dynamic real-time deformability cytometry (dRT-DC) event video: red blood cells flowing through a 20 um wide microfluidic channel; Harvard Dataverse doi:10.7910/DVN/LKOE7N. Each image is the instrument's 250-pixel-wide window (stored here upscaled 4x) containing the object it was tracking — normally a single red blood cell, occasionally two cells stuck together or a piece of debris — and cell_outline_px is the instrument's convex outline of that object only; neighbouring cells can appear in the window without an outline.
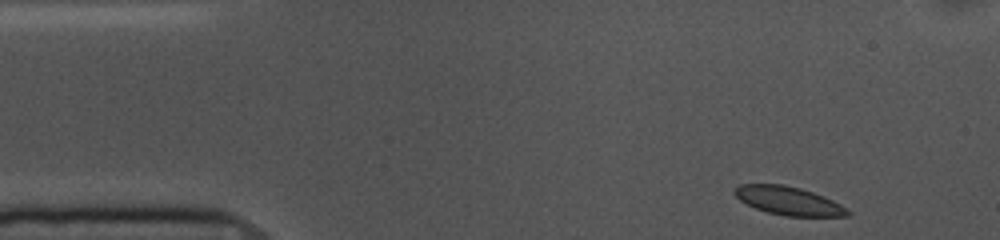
{"species": "common noctule bat (a hibernating species)", "species_latin": "Nyctalus noctula", "temperature_condition": "cold", "stored_images_in_passage": 50, "camera_frame_rate_fps": 3000, "um_per_image_px": 0.085, "animal": {"sex": "female", "body_mass_g": 10.0, "forearm_length_mm": 53.1}, "frame": {"image": 1, "passage_image": 1, "time_ms": 0.0, "image_size_px": [1000, 240], "cell_outline_px": [[852, 212], [848, 216], [784, 216], [768, 212], [756, 208], [740, 200], [732, 192], [740, 184], [784, 184], [800, 188], [824, 196], [840, 204]], "centroid_in_image_um": [67.04, 17.06], "position_along_channel_um": 18.0, "area_um2": 18.61}}
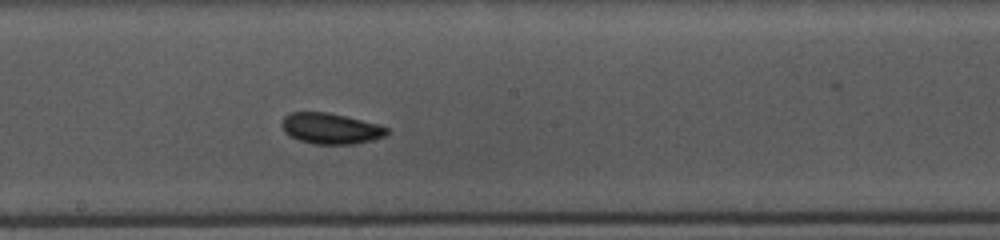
{"frame": {"image": 2, "passage_image": 24, "time_ms": 7.667, "image_size_px": [1000, 240], "cell_outline_px": [[388, 132], [384, 136], [372, 140], [356, 144], [312, 144], [300, 140], [284, 132], [284, 116], [288, 112], [328, 112], [376, 124], [388, 128]], "centroid_in_image_um": [28.1, 10.93], "position_along_channel_um": 220.1, "area_um2": 18.55}}
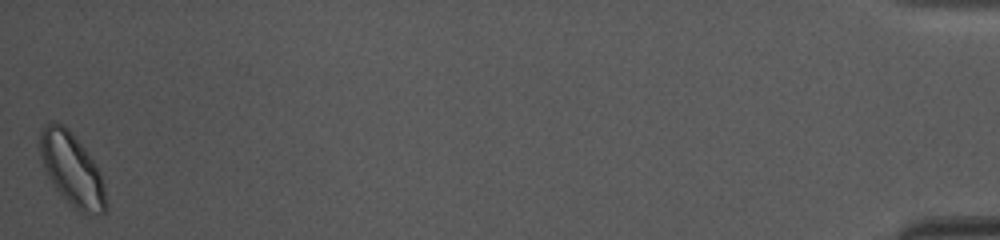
{"frame": {"image": 3, "passage_image": 50, "time_ms": 16.333, "image_size_px": [1000, 240], "cell_outline_px": [[108, 212], [80, 216], [72, 208], [56, 188], [48, 176], [40, 156], [40, 132], [44, 124], [56, 120], [64, 124], [72, 132], [84, 148], [100, 172], [108, 204]], "centroid_in_image_um": [6.13, 14.44], "position_along_channel_um": 429.1, "area_um2": 28.32}, "authors_computed_cell_mechanics": {"area_um2": 18.9295, "velocity_mm_per_s": 3.5771, "shape_relaxation_time_tau1_ms": 4.8453, "shape_relaxation_time_tau2_ms": null, "deformation_change_tau1": 0.0698, "deformation_change_tau2": null}}